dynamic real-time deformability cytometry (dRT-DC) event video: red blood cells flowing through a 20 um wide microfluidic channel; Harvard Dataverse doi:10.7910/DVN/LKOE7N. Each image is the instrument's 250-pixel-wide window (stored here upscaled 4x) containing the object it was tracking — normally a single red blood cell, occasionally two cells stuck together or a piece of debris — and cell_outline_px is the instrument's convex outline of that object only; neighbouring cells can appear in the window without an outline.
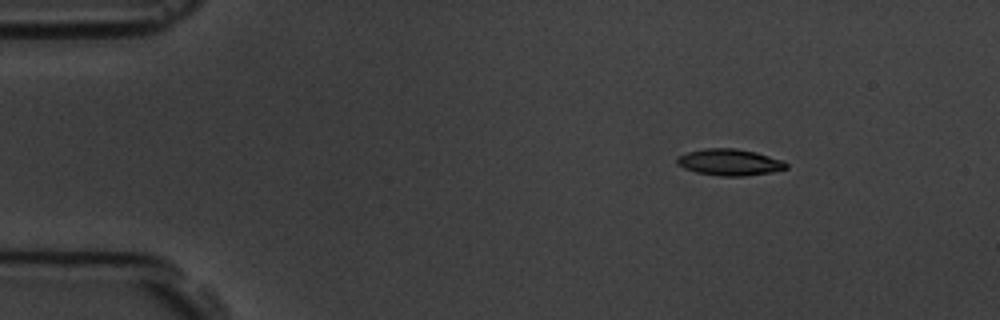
{"species": "common noctule bat (a hibernating species)", "species_latin": "Nyctalus noctula", "temperature_condition": "room temperature", "stored_images_in_passage": 4, "camera_frame_rate_fps": 3000, "um_per_image_px": 0.085, "animal": {"sex": "male", "body_mass_g": 19.5, "forearm_length_mm": 54.6}, "frame": {"image": 1, "passage_image": 1, "time_ms": 0.0, "image_size_px": [1000, 320], "cell_outline_px": [[788, 168], [772, 172], [744, 176], [720, 176], [696, 172], [684, 168], [676, 164], [676, 156], [688, 152], [704, 148], [736, 148], [756, 152], [784, 160], [788, 164]], "centroid_in_image_um": [62.02, 13.78], "position_along_channel_um": 23.0, "area_um2": 17.05}}